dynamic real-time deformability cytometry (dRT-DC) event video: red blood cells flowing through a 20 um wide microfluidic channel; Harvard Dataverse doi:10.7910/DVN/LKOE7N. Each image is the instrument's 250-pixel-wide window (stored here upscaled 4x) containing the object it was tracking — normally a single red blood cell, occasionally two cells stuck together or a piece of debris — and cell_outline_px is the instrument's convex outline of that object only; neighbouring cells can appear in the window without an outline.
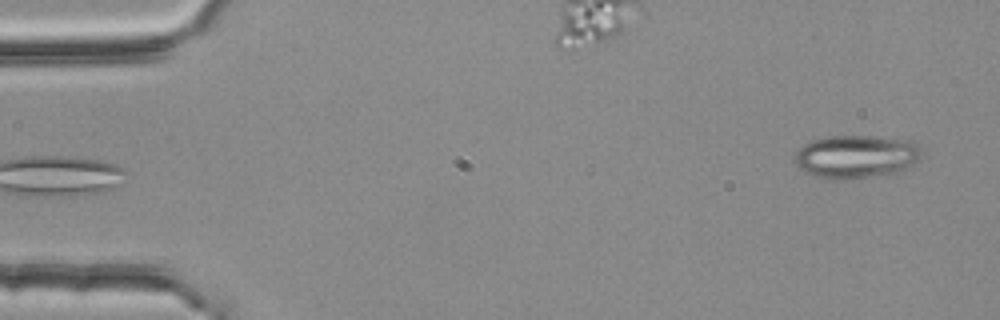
{"species": "common noctule bat (a hibernating species)", "species_latin": "Nyctalus noctula", "temperature_condition": "room temperature", "stored_images_in_passage": 3, "camera_frame_rate_fps": 3000, "um_per_image_px": 0.085, "animal": {"sex": "female", "body_mass_g": 25.1}, "frame": {"image": 1, "passage_image": 3, "time_ms": 0.667, "image_size_px": [1000, 320], "cell_outline_px": [[924, 156], [920, 160], [904, 172], [844, 180], [832, 180], [812, 176], [800, 168], [796, 164], [796, 152], [804, 144], [812, 140], [828, 136], [876, 136], [912, 140], [920, 144], [924, 152]], "centroid_in_image_um": [72.88, 13.32], "position_along_channel_um": 12.1, "area_um2": 32.83}}